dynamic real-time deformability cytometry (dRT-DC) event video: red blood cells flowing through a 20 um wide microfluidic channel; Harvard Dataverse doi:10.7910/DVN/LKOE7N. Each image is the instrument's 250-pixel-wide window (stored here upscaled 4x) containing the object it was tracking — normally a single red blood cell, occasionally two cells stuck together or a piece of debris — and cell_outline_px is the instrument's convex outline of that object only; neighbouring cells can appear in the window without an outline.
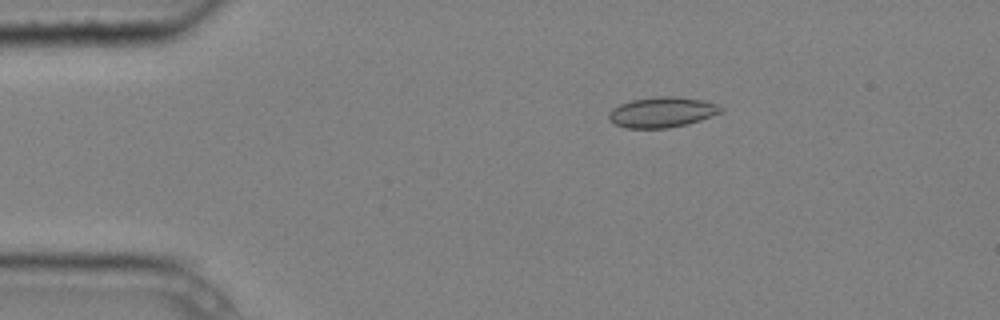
{"species": "common noctule bat (a hibernating species)", "species_latin": "Nyctalus noctula", "temperature_condition": "cold", "stored_images_in_passage": 3, "camera_frame_rate_fps": 3000, "um_per_image_px": 0.085, "animal": {"sex": "male", "body_mass_g": 20.4}, "frame": {"image": 1, "passage_image": 1, "time_ms": 0.0, "image_size_px": [1000, 320], "cell_outline_px": [[724, 108], [720, 112], [700, 120], [688, 124], [668, 128], [624, 128], [608, 120], [608, 112], [612, 108], [620, 104], [632, 100], [660, 96], [676, 96], [704, 100], [716, 104]], "centroid_in_image_um": [56.24, 9.54], "position_along_channel_um": 28.8, "area_um2": 19.88}}
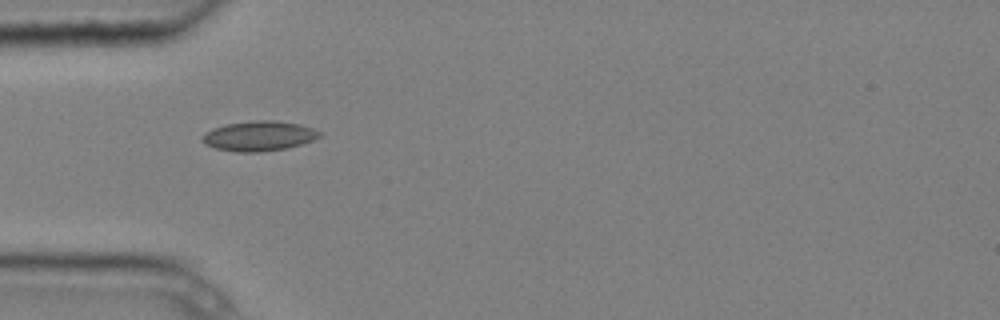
{"frame": {"image": 2, "passage_image": 3, "time_ms": 0.667, "image_size_px": [1000, 320], "cell_outline_px": [[320, 136], [312, 140], [288, 148], [256, 152], [236, 152], [216, 148], [204, 144], [200, 140], [200, 136], [204, 132], [212, 128], [228, 124], [252, 120], [276, 120], [300, 124], [312, 128], [320, 132]], "centroid_in_image_um": [21.95, 11.55], "position_along_channel_um": 63.0, "area_um2": 20.52}}